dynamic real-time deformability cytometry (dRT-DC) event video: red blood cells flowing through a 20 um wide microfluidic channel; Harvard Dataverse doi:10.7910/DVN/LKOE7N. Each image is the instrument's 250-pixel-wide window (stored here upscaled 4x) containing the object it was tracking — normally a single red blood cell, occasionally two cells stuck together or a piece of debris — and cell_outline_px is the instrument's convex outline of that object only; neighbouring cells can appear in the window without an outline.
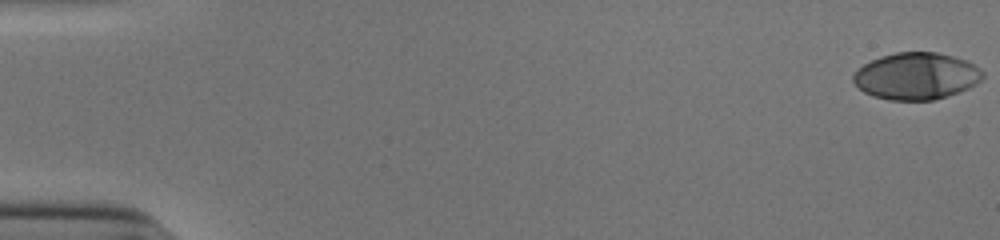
{"species": "human", "species_latin": "Homo sapiens", "temperature_condition": "cold", "stored_images_in_passage": 18, "camera_frame_rate_fps": 3000, "um_per_image_px": 0.085, "donor": {"sex": "male"}, "frame": {"image": 1, "passage_image": 1, "time_ms": 0.0, "image_size_px": [1000, 240], "cell_outline_px": [[984, 76], [976, 84], [960, 92], [936, 100], [888, 100], [872, 96], [864, 92], [852, 80], [852, 76], [864, 64], [880, 56], [896, 52], [936, 52], [952, 56], [964, 60], [980, 68], [984, 72]], "centroid_in_image_um": [77.89, 6.48], "position_along_channel_um": 7.1, "area_um2": 35.37}}
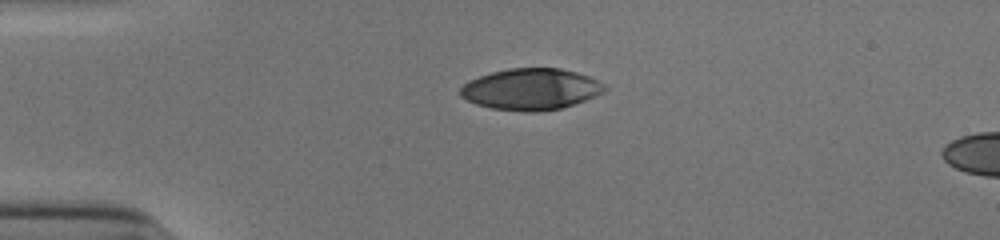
{"frame": {"image": 2, "passage_image": 14, "time_ms": 4.333, "image_size_px": [1000, 240], "cell_outline_px": [[608, 88], [604, 92], [596, 96], [560, 108], [536, 112], [524, 112], [492, 108], [476, 104], [460, 96], [460, 88], [468, 80], [492, 72], [508, 68], [560, 68], [576, 72], [588, 76], [604, 84]], "centroid_in_image_um": [45.12, 7.58], "position_along_channel_um": 39.9, "area_um2": 34.68}}